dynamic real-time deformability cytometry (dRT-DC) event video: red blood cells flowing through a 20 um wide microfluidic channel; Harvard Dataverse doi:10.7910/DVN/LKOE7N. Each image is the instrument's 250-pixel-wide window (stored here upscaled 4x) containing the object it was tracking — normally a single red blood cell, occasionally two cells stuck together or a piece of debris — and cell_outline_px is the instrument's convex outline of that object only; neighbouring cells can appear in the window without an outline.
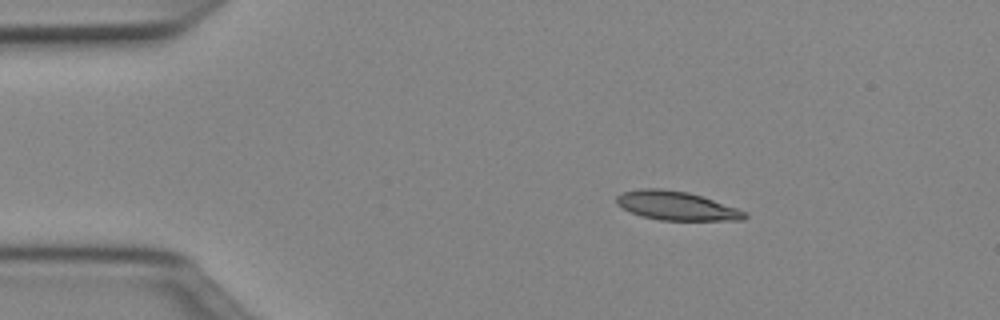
{"species": "Egyptian fruit bat (a non-hibernating species)", "species_latin": "Rousettus aegyptiacus", "temperature_condition": "cold", "stored_images_in_passage": 43, "camera_frame_rate_fps": 3000, "um_per_image_px": 0.085, "animal": {"sex": "female"}, "frame": {"image": 1, "passage_image": 1, "time_ms": 0.0, "image_size_px": [1000, 320], "cell_outline_px": [[748, 216], [744, 220], [660, 220], [644, 216], [632, 212], [616, 204], [616, 196], [624, 192], [640, 188], [660, 188], [688, 192], [748, 212]], "centroid_in_image_um": [57.5, 17.49], "position_along_channel_um": 27.5, "area_um2": 21.27}}
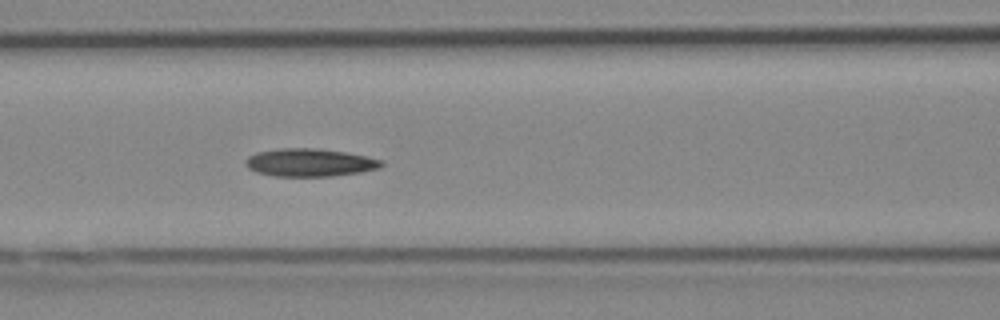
{"frame": {"image": 2, "passage_image": 14, "time_ms": 4.333, "image_size_px": [1000, 320], "cell_outline_px": [[384, 164], [380, 168], [360, 172], [332, 176], [272, 176], [256, 172], [248, 168], [244, 164], [244, 160], [248, 156], [256, 152], [276, 148], [316, 148], [344, 152], [384, 160]], "centroid_in_image_um": [26.29, 13.81], "position_along_channel_um": 140.3, "area_um2": 22.25}}
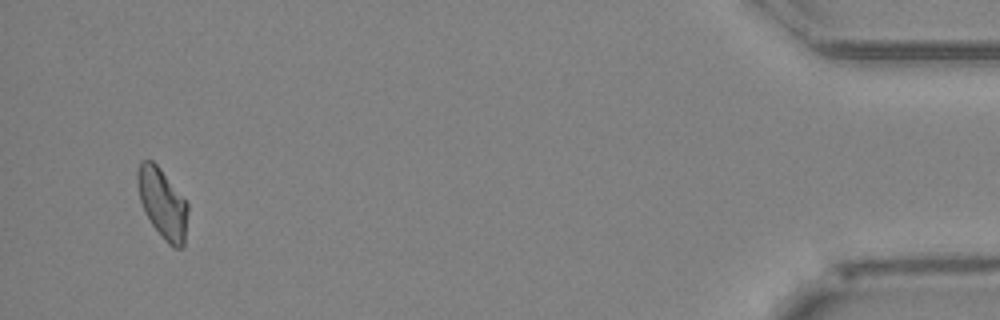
{"frame": {"image": 3, "passage_image": 41, "time_ms": 13.333, "image_size_px": [1000, 320], "cell_outline_px": [[188, 212], [184, 248], [172, 248], [168, 244], [152, 224], [144, 212], [140, 200], [136, 184], [136, 172], [140, 160], [152, 160], [160, 168], [188, 204]], "centroid_in_image_um": [13.8, 17.29], "position_along_channel_um": 421.4, "area_um2": 20.63}, "authors_computed_cell_mechanics": {"area_um2": 21.2126, "velocity_mm_per_s": 3.9878, "shape_relaxation_time_tau1_ms": 4.3532, "shape_relaxation_time_tau2_ms": 7.3575, "deformation_change_tau1": 0.138, "deformation_change_tau2": 0.1708}}